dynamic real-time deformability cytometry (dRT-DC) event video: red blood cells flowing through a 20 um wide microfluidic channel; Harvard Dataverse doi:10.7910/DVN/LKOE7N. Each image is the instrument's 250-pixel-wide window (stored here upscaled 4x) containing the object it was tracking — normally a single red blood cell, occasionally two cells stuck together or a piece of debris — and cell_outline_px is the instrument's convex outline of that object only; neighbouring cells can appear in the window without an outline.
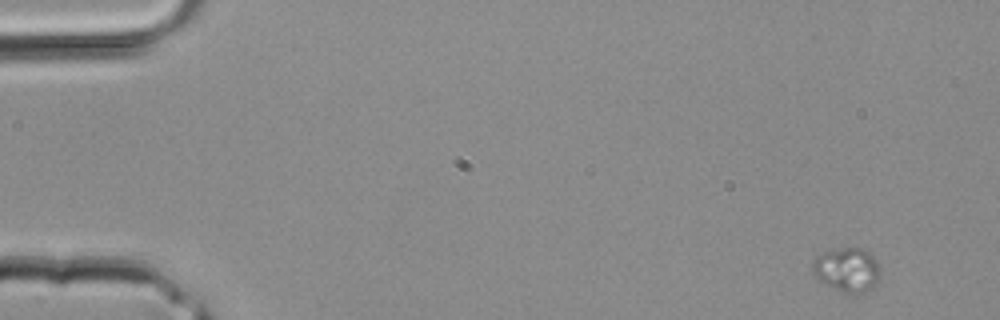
{"species": "common noctule bat (a hibernating species)", "species_latin": "Nyctalus noctula", "temperature_condition": "room temperature", "stored_images_in_passage": 3, "camera_frame_rate_fps": 3000, "um_per_image_px": 0.085, "animal": {"sex": "male", "body_mass_g": 20.4}, "frame": {"image": 1, "passage_image": 1, "time_ms": 0.0, "image_size_px": [1000, 320], "cell_outline_px": [[880, 276], [876, 284], [864, 292], [840, 292], [824, 284], [812, 272], [812, 260], [816, 256], [824, 252], [840, 248], [868, 248], [872, 252], [880, 268]], "centroid_in_image_um": [72.02, 22.9], "position_along_channel_um": 13.0, "area_um2": 17.63}}